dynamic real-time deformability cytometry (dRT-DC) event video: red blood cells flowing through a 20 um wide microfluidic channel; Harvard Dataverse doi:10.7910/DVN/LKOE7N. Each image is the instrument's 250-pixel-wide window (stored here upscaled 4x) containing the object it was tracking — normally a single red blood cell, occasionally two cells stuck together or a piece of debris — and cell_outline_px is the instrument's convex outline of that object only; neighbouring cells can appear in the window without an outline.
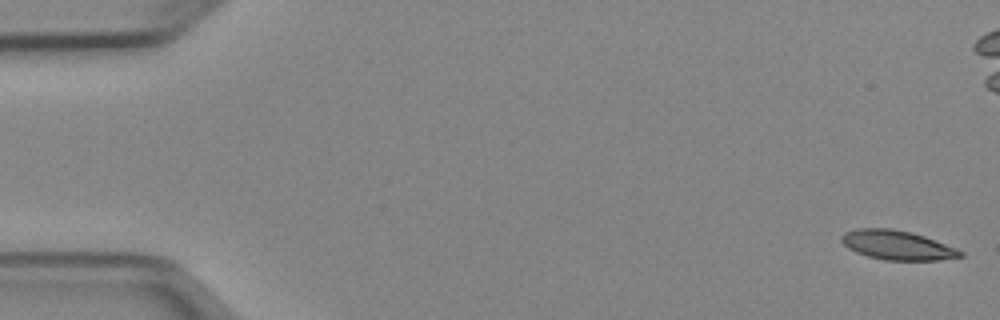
{"species": "Egyptian fruit bat (a non-hibernating species)", "species_latin": "Rousettus aegyptiacus", "temperature_condition": "cold", "stored_images_in_passage": 52, "segment_of_instrument_passage": [1, 2], "camera_frame_rate_fps": 3000, "um_per_image_px": 0.085, "animal": {"sex": "female"}, "frame": {"image": 1, "passage_image": 1, "time_ms": 0.0, "image_size_px": [1000, 320], "cell_outline_px": [[964, 256], [940, 260], [884, 260], [868, 256], [856, 252], [848, 248], [840, 240], [840, 236], [844, 232], [856, 228], [888, 228], [912, 232], [924, 236], [956, 248], [964, 252]], "centroid_in_image_um": [76.24, 20.83], "position_along_channel_um": 8.8, "area_um2": 20.35}}
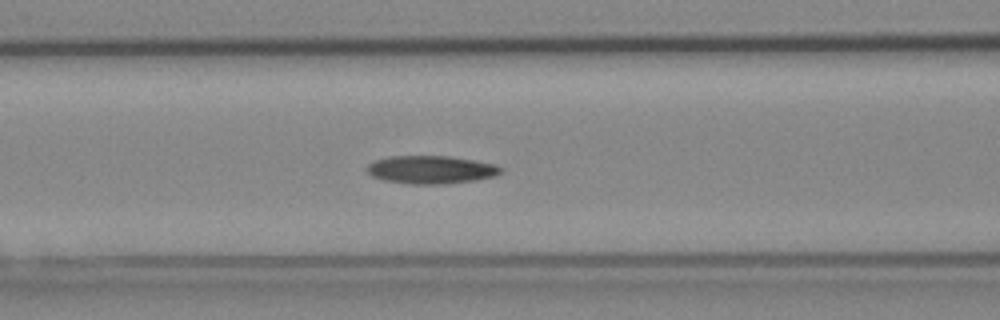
{"frame": {"image": 2, "passage_image": 21, "time_ms": 6.667, "image_size_px": [1000, 320], "cell_outline_px": [[504, 172], [496, 176], [476, 180], [444, 184], [408, 184], [384, 180], [372, 176], [364, 168], [368, 164], [376, 160], [392, 156], [448, 156], [496, 164], [504, 168]], "centroid_in_image_um": [36.67, 14.43], "position_along_channel_um": 129.9, "area_um2": 22.02}}
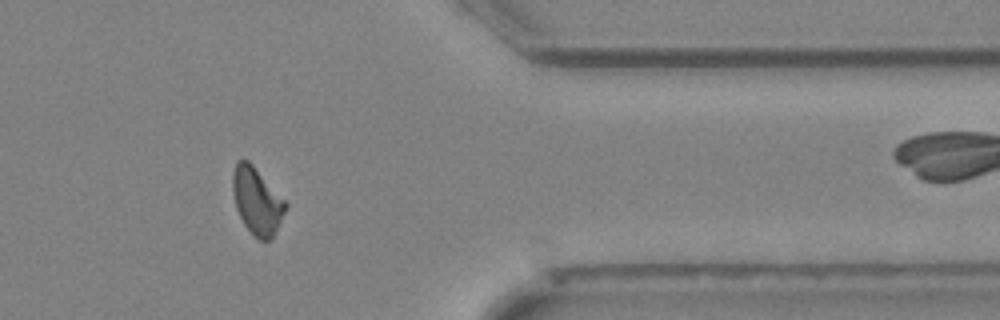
{"frame": {"image": 3, "passage_image": 42, "time_ms": 13.667, "image_size_px": [1000, 320], "cell_outline_px": [[288, 204], [272, 240], [260, 240], [244, 224], [236, 208], [232, 192], [232, 172], [236, 160], [248, 160], [252, 164]], "centroid_in_image_um": [21.82, 17.06], "position_along_channel_um": 389.6, "area_um2": 20.35}}